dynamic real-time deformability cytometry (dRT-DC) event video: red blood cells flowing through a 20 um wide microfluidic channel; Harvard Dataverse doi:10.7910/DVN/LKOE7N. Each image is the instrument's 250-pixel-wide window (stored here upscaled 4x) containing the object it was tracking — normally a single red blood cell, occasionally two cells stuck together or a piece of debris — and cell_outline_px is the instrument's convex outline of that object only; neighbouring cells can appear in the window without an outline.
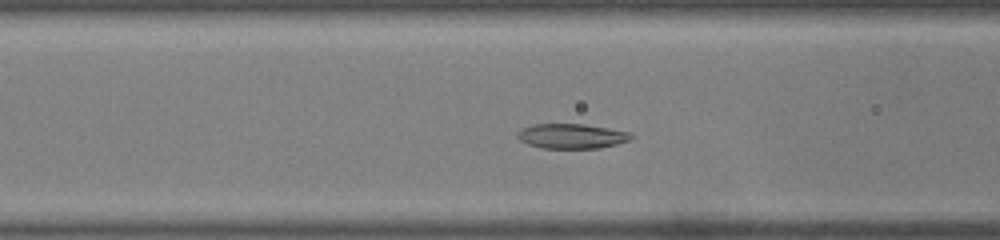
{"species": "common noctule bat (a hibernating species)", "species_latin": "Nyctalus noctula", "temperature_condition": "warm", "stored_images_in_passage": 44, "camera_frame_rate_fps": 3000, "um_per_image_px": 0.085, "animal": {"sex": "male", "body_mass_g": 19.0, "forearm_length_mm": 50.8}, "frame": {"image": 1, "passage_image": 13, "time_ms": 4.0, "image_size_px": [1000, 240], "cell_outline_px": [[632, 140], [600, 148], [540, 148], [528, 144], [520, 140], [516, 136], [524, 128], [532, 124], [584, 124], [632, 132]], "centroid_in_image_um": [48.63, 11.57], "position_along_channel_um": 118.0, "area_um2": 16.42}}
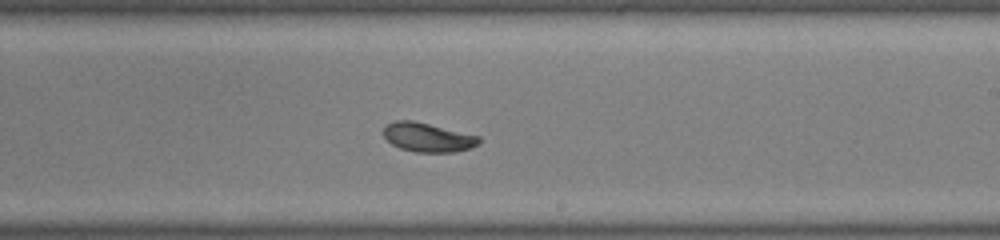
{"frame": {"image": 2, "passage_image": 23, "time_ms": 7.333, "image_size_px": [1000, 240], "cell_outline_px": [[480, 144], [472, 148], [456, 152], [416, 152], [400, 148], [392, 144], [384, 136], [384, 128], [388, 124], [396, 120], [412, 120], [480, 136]], "centroid_in_image_um": [36.4, 11.68], "position_along_channel_um": 252.6, "area_um2": 16.13}}
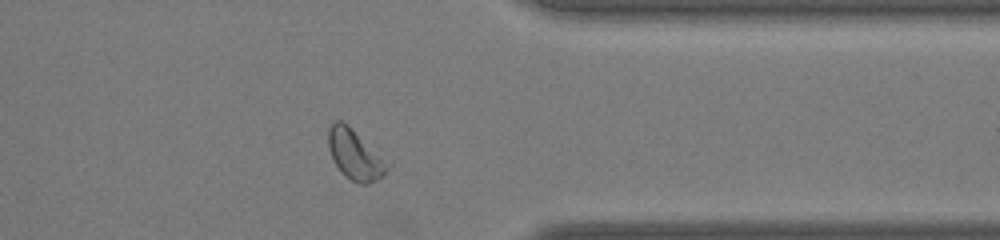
{"frame": {"image": 3, "passage_image": 33, "time_ms": 10.667, "image_size_px": [1000, 240], "cell_outline_px": [[388, 168], [376, 180], [368, 184], [360, 184], [344, 176], [332, 160], [328, 148], [328, 128], [336, 120], [340, 120], [348, 124]], "centroid_in_image_um": [30.03, 13.15], "position_along_channel_um": 381.4, "area_um2": 16.18}, "authors_computed_cell_mechanics": {"area_um2": 16.762, "velocity_mm_per_s": 4.0553, "shape_relaxation_time_tau1_ms": 8.9516, "shape_relaxation_time_tau2_ms": 5.7283, "deformation_change_tau1": 0.2549, "deformation_change_tau2": 0.1034}}